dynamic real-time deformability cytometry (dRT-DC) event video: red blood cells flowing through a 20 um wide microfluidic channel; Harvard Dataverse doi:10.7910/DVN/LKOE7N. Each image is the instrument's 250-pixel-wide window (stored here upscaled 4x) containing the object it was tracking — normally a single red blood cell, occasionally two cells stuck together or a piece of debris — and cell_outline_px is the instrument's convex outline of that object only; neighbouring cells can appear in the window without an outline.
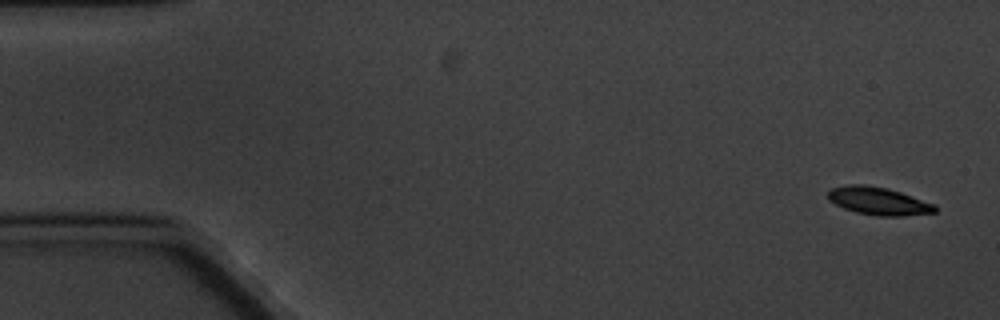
{"species": "common noctule bat (a hibernating species)", "species_latin": "Nyctalus noctula", "temperature_condition": "cold", "stored_images_in_passage": 8, "camera_frame_rate_fps": 3000, "um_per_image_px": 0.085, "animal": {"sex": "male", "body_mass_g": 20.1, "forearm_length_mm": 53.5}, "frame": {"image": 1, "passage_image": 1, "time_ms": 0.0, "image_size_px": [1000, 320], "cell_outline_px": [[936, 212], [904, 216], [876, 216], [856, 212], [844, 208], [828, 200], [828, 192], [832, 188], [848, 184], [864, 184], [888, 188], [936, 204]], "centroid_in_image_um": [74.68, 17.08], "position_along_channel_um": 10.3, "area_um2": 17.4}}
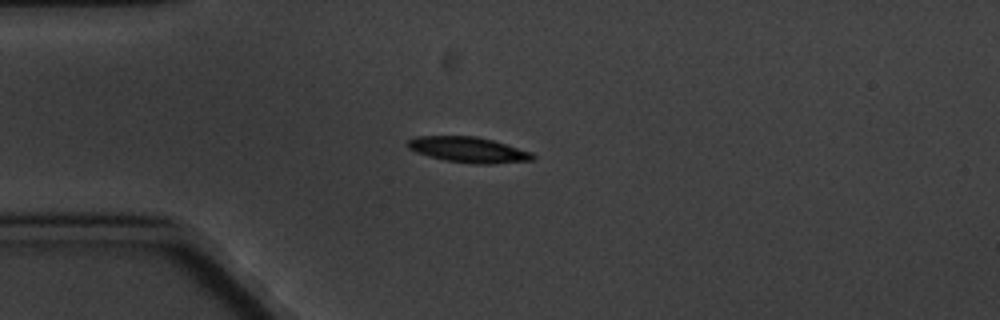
{"frame": {"image": 2, "passage_image": 4, "time_ms": 4.333, "image_size_px": [1000, 320], "cell_outline_px": [[536, 156], [532, 160], [492, 164], [476, 164], [444, 160], [428, 156], [416, 152], [408, 148], [404, 144], [408, 140], [416, 136], [476, 136], [492, 140], [532, 152]], "centroid_in_image_um": [39.78, 12.73], "position_along_channel_um": 45.2, "area_um2": 18.67}}